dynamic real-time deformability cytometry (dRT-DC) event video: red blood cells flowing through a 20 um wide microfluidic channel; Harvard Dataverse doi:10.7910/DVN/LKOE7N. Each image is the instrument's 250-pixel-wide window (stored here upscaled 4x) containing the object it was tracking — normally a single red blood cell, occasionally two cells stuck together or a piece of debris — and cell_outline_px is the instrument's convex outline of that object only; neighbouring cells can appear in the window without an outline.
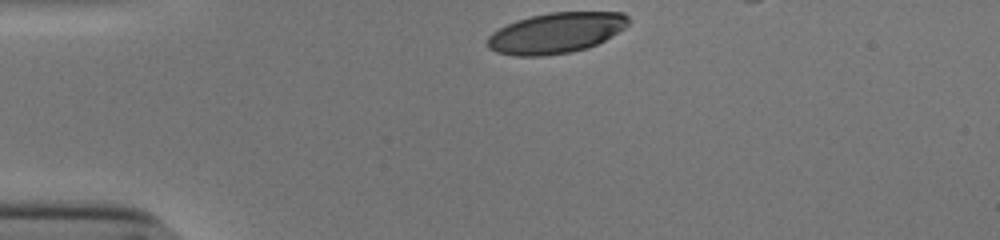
{"species": "human", "species_latin": "Homo sapiens", "temperature_condition": "cold", "stored_images_in_passage": 32, "camera_frame_rate_fps": 3000, "um_per_image_px": 0.085, "donor": {"sex": "male"}, "frame": {"image": 1, "passage_image": 1, "time_ms": 0.0, "image_size_px": [1000, 240], "cell_outline_px": [[628, 24], [624, 28], [604, 40], [588, 48], [568, 52], [540, 56], [516, 56], [496, 52], [488, 48], [488, 36], [492, 32], [516, 20], [548, 12], [624, 12], [628, 16]], "centroid_in_image_um": [47.25, 2.79], "position_along_channel_um": 37.7, "area_um2": 33.12}}
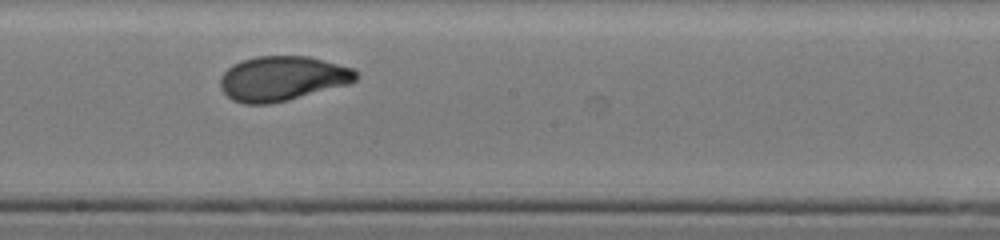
{"frame": {"image": 2, "passage_image": 19, "time_ms": 6.0, "image_size_px": [1000, 240], "cell_outline_px": [[360, 76], [352, 84], [288, 100], [268, 104], [244, 104], [232, 100], [220, 88], [220, 76], [232, 64], [256, 56], [308, 56], [324, 60], [352, 68]], "centroid_in_image_um": [24.02, 6.68], "position_along_channel_um": 224.2, "area_um2": 35.6}}
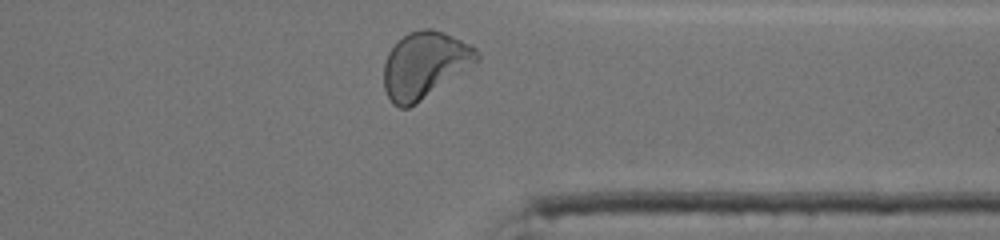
{"frame": {"image": 3, "passage_image": 31, "time_ms": 10.0, "image_size_px": [1000, 240], "cell_outline_px": [[480, 60], [476, 64], [416, 104], [408, 108], [400, 108], [392, 104], [384, 88], [384, 64], [388, 52], [408, 32], [424, 28], [432, 28], [444, 32], [476, 48], [480, 56]], "centroid_in_image_um": [36.11, 5.53], "position_along_channel_um": 375.3, "area_um2": 36.07}, "authors_computed_cell_mechanics": {"area_um2": 34.9112, "velocity_mm_per_s": 3.8349, "shape_relaxation_time_tau1_ms": 4.4809, "shape_relaxation_time_tau2_ms": 0.8655, "deformation_change_tau1": 0.1882, "deformation_change_tau2": 0.0562}}